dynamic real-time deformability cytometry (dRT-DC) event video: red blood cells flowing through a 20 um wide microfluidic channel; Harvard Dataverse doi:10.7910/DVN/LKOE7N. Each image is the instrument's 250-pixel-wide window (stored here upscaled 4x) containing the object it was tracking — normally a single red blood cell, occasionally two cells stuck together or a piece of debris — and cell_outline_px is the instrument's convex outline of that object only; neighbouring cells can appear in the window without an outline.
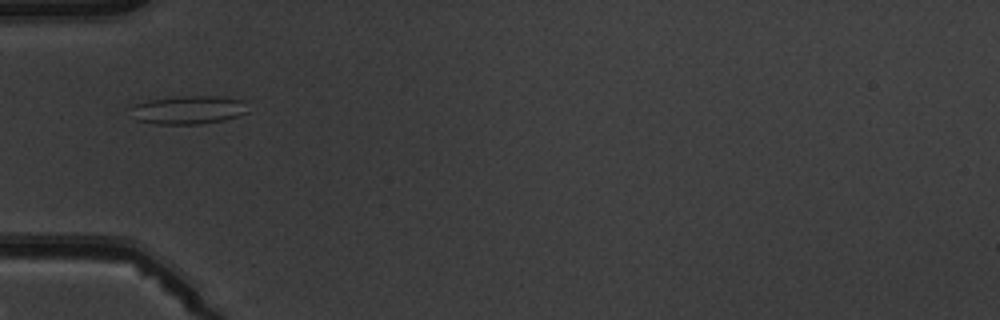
{"species": "common noctule bat (a hibernating species)", "species_latin": "Nyctalus noctula", "temperature_condition": "warm", "stored_images_in_passage": 8, "camera_frame_rate_fps": 3000, "um_per_image_px": 0.085, "animal": {"sex": "male", "body_mass_g": 19.5, "forearm_length_mm": 54.6}, "frame": {"image": 1, "passage_image": 6, "time_ms": 5.667, "image_size_px": [1000, 320], "cell_outline_px": [[248, 112], [240, 116], [224, 120], [200, 124], [156, 124], [136, 120], [128, 108], [136, 104], [152, 100], [180, 96], [224, 96], [248, 100]], "centroid_in_image_um": [16.1, 9.34], "position_along_channel_um": 68.9, "area_um2": 19.77}}
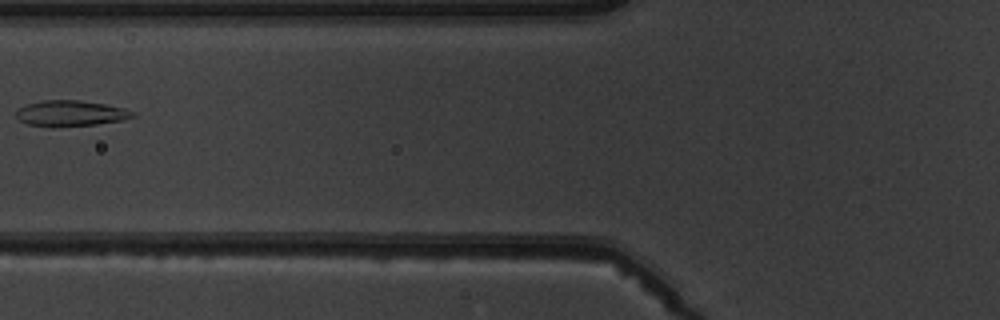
{"frame": {"image": 2, "passage_image": 7, "time_ms": 7.0, "image_size_px": [1000, 320], "cell_outline_px": [[136, 116], [120, 120], [96, 124], [28, 124], [20, 120], [16, 116], [16, 112], [20, 108], [28, 104], [44, 100], [80, 100], [104, 104], [124, 108], [132, 112]], "centroid_in_image_um": [6.03, 9.58], "position_along_channel_um": 119.8, "area_um2": 16.42}}
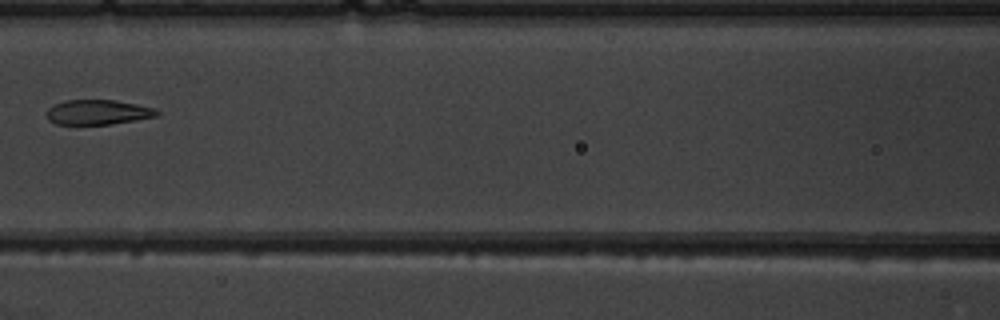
{"frame": {"image": 3, "passage_image": 8, "time_ms": 8.0, "image_size_px": [1000, 320], "cell_outline_px": [[160, 116], [112, 124], [56, 124], [48, 120], [48, 108], [52, 104], [64, 100], [116, 100], [156, 108], [160, 112]], "centroid_in_image_um": [8.36, 9.53], "position_along_channel_um": 158.2, "area_um2": 16.13}}